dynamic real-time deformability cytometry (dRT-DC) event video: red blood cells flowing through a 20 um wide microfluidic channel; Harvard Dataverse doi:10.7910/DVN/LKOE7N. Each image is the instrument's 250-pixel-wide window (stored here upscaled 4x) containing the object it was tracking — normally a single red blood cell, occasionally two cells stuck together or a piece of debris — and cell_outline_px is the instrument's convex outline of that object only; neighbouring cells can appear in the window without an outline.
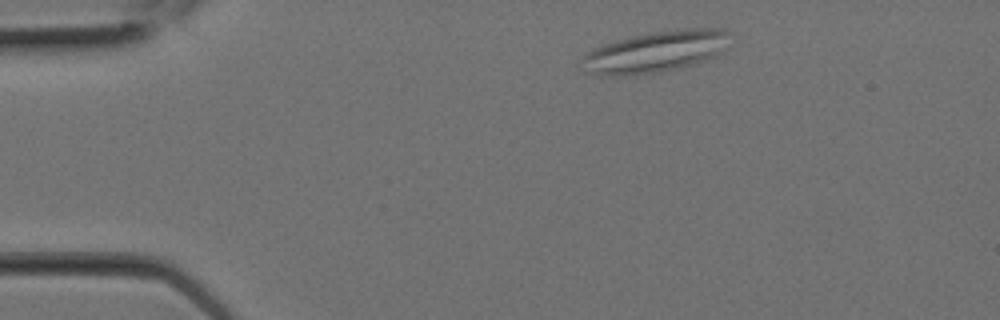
{"species": "Egyptian fruit bat (a non-hibernating species)", "species_latin": "Rousettus aegyptiacus", "temperature_condition": "room temperature", "stored_images_in_passage": 2, "camera_frame_rate_fps": 3000, "um_per_image_px": 0.085, "animal": {"sex": "female"}, "frame": {"image": 1, "passage_image": 1, "time_ms": 0.0, "image_size_px": [1000, 320], "cell_outline_px": [[732, 32], [720, 52], [716, 56], [660, 72], [624, 76], [600, 76], [584, 72], [584, 56], [592, 48], [616, 40], [648, 32], [684, 28], [720, 28]], "centroid_in_image_um": [55.68, 4.38], "position_along_channel_um": 29.3, "area_um2": 35.43}}